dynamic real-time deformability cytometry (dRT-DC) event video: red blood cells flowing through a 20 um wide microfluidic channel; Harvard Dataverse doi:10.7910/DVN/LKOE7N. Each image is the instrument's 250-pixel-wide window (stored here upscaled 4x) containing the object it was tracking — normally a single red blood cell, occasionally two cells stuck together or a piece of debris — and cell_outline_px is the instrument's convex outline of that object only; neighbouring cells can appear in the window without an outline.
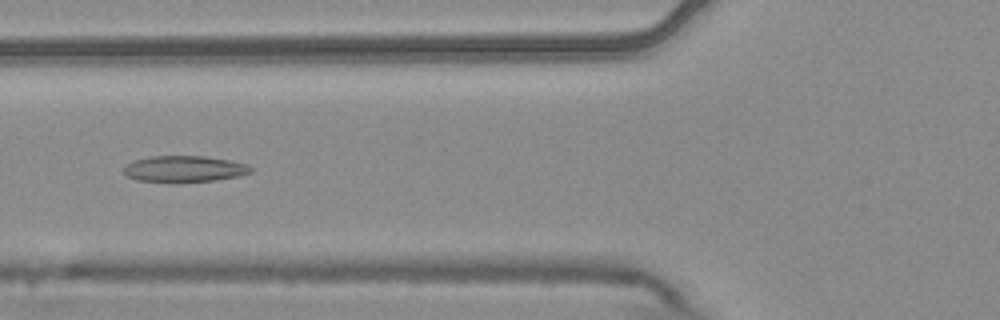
{"species": "common noctule bat (a hibernating species)", "species_latin": "Nyctalus noctula", "temperature_condition": "warm", "stored_images_in_passage": 8, "camera_frame_rate_fps": 3000, "um_per_image_px": 0.085, "animal": {"sex": "male", "body_mass_g": 20.4}, "frame": {"image": 1, "passage_image": 7, "time_ms": 2.0, "image_size_px": [1000, 320], "cell_outline_px": [[252, 172], [240, 176], [216, 180], [180, 184], [136, 180], [128, 176], [124, 172], [124, 168], [132, 160], [152, 156], [204, 156], [228, 160], [248, 164], [252, 168]], "centroid_in_image_um": [15.67, 14.38], "position_along_channel_um": 110.1, "area_um2": 19.94}}
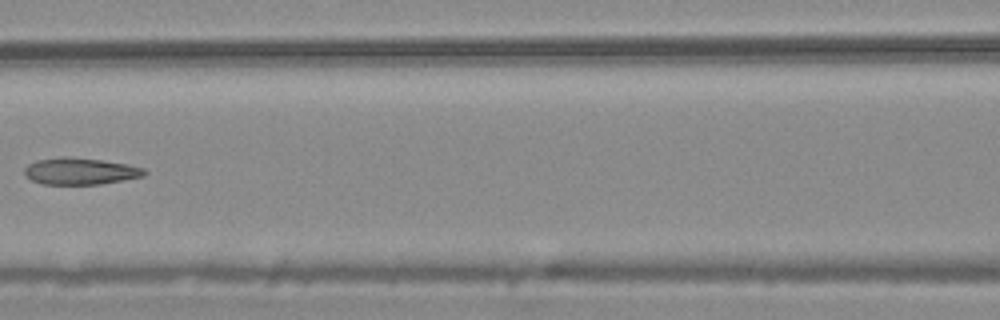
{"frame": {"image": 2, "passage_image": 8, "time_ms": 2.333, "image_size_px": [1000, 320], "cell_outline_px": [[148, 172], [144, 176], [100, 184], [40, 184], [24, 176], [24, 168], [28, 164], [36, 160], [64, 156], [100, 160], [128, 164], [144, 168]], "centroid_in_image_um": [6.8, 14.55], "position_along_channel_um": 159.8, "area_um2": 18.73}}